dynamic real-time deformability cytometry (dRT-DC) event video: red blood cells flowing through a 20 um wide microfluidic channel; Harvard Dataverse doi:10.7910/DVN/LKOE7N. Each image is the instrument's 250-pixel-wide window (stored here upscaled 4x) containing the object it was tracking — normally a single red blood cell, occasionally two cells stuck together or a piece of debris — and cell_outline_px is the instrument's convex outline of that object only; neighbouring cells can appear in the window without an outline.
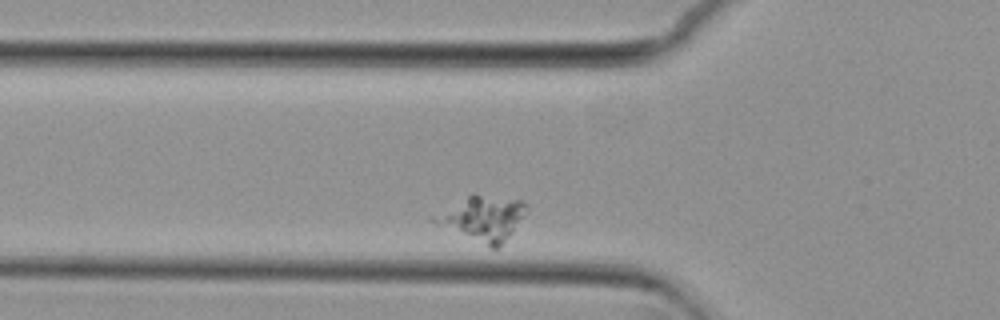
{"species": "common noctule bat (a hibernating species)", "species_latin": "Nyctalus noctula", "temperature_condition": "cold", "stored_images_in_passage": 43, "camera_frame_rate_fps": 3000, "um_per_image_px": 0.085, "animal": {"sex": "female", "body_mass_g": 29.2, "forearm_length_mm": 56.3}, "frame": {"image": 1, "passage_image": 2, "time_ms": 0.333, "image_size_px": [1000, 320], "cell_outline_px": [[524, 216], [500, 248], [492, 248], [464, 232], [444, 220], [472, 192], [476, 192], [524, 200]], "centroid_in_image_um": [41.47, 18.49], "position_along_channel_um": 84.3, "area_um2": 20.58}}
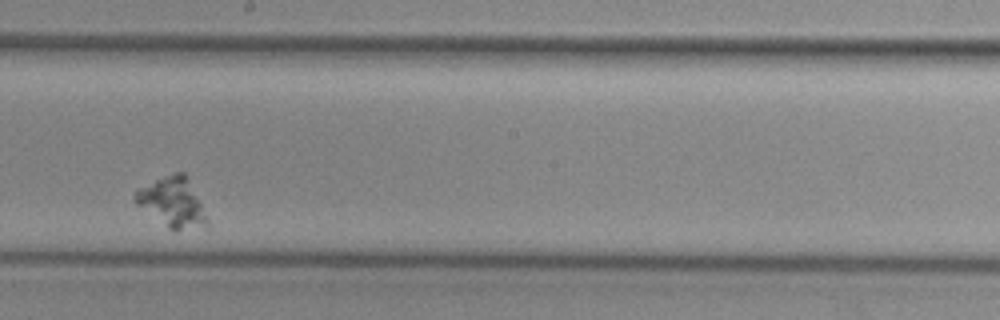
{"frame": {"image": 2, "passage_image": 16, "time_ms": 5.0, "image_size_px": [1000, 320], "cell_outline_px": [[212, 228], [168, 228], [136, 204], [136, 188], [164, 176], [176, 172], [184, 172]], "centroid_in_image_um": [14.66, 17.2], "position_along_channel_um": 233.5, "area_um2": 20.11}}
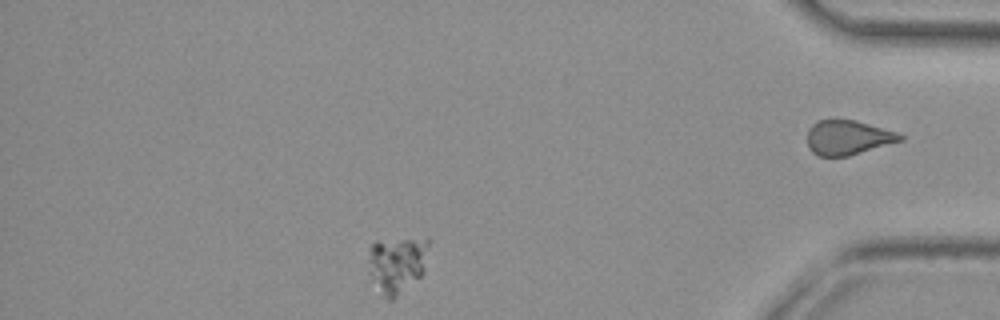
{"frame": {"image": 3, "passage_image": 35, "time_ms": 11.333, "image_size_px": [1000, 320], "cell_outline_px": [[428, 244], [424, 272], [420, 276], [392, 300], [388, 300], [368, 272], [368, 248], [376, 240], [428, 236]], "centroid_in_image_um": [33.75, 22.38], "position_along_channel_um": 401.5, "area_um2": 20.11}}